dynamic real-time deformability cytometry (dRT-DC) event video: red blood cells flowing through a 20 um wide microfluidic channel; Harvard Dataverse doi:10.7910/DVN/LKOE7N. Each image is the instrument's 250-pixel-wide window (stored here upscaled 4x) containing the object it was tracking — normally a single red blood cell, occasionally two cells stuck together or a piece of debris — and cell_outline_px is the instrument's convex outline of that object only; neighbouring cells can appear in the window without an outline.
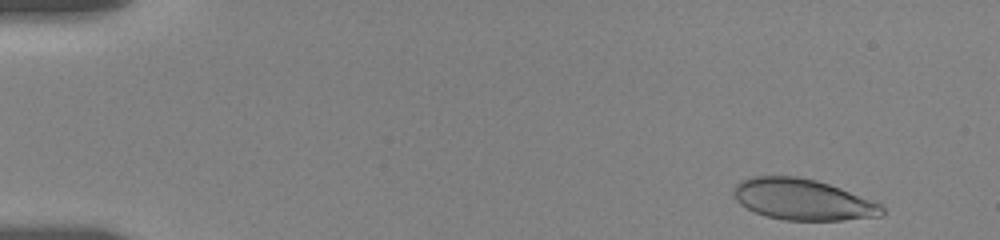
{"species": "human", "species_latin": "Homo sapiens", "temperature_condition": "room temperature", "stored_images_in_passage": 48, "camera_frame_rate_fps": 3000, "um_per_image_px": 0.085, "donor": {"sex": "female"}, "frame": {"image": 1, "passage_image": 2, "time_ms": 0.333, "image_size_px": [1000, 240], "cell_outline_px": [[884, 212], [880, 216], [844, 220], [784, 220], [768, 216], [756, 212], [740, 204], [736, 200], [732, 192], [736, 184], [740, 180], [752, 176], [796, 176], [816, 180], [840, 188], [880, 204], [884, 208]], "centroid_in_image_um": [68.19, 16.95], "position_along_channel_um": 16.8, "area_um2": 35.26}}
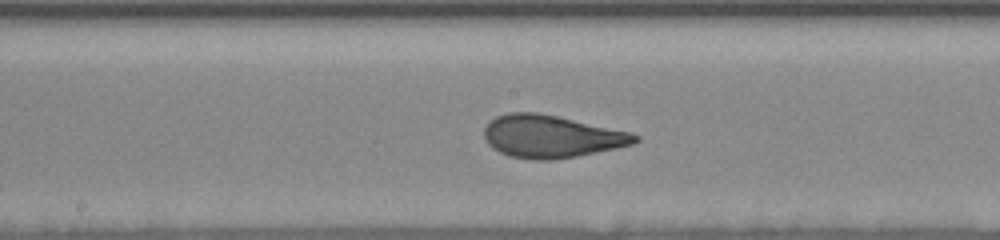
{"frame": {"image": 2, "passage_image": 27, "time_ms": 8.667, "image_size_px": [1000, 240], "cell_outline_px": [[640, 140], [632, 144], [616, 148], [576, 156], [548, 160], [532, 160], [512, 156], [500, 152], [492, 148], [488, 144], [484, 136], [484, 128], [488, 120], [496, 116], [508, 112], [536, 112], [556, 116], [632, 132], [640, 136]], "centroid_in_image_um": [46.84, 11.59], "position_along_channel_um": 201.4, "area_um2": 37.34}}
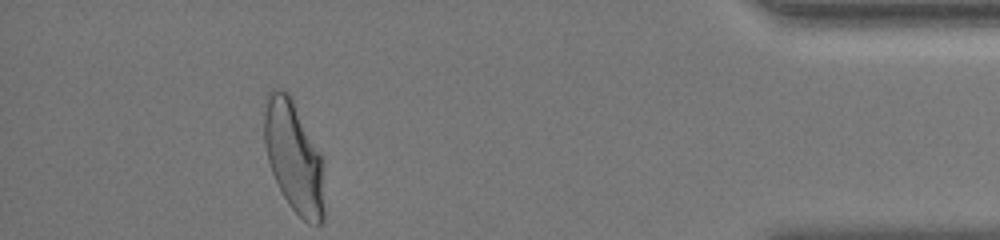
{"frame": {"image": 3, "passage_image": 48, "time_ms": 15.667, "image_size_px": [1000, 240], "cell_outline_px": [[324, 220], [320, 224], [308, 224], [288, 204], [272, 172], [268, 160], [264, 144], [264, 96], [272, 88], [280, 88], [288, 92], [320, 152], [324, 208]], "centroid_in_image_um": [24.94, 13.3], "position_along_channel_um": 410.3, "area_um2": 38.67}, "authors_computed_cell_mechanics": {"area_um2": 36.9342, "velocity_mm_per_s": 3.6444, "shape_relaxation_time_tau1_ms": 4.4276, "shape_relaxation_time_tau2_ms": 0.792, "deformation_change_tau1": 0.1781, "deformation_change_tau2": 0.06}}